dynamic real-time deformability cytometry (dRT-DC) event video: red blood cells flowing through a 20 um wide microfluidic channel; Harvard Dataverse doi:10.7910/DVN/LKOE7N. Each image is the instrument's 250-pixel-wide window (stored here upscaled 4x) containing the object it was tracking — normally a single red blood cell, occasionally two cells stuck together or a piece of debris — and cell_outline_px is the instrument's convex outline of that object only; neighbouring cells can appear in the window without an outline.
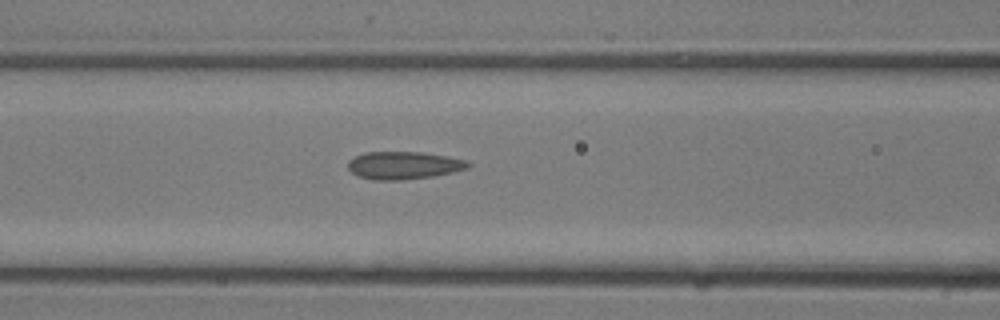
{"species": "common noctule bat (a hibernating species)", "species_latin": "Nyctalus noctula", "temperature_condition": "room temperature", "stored_images_in_passage": 9, "camera_frame_rate_fps": 3000, "um_per_image_px": 0.085, "animal": {"sex": "male", "body_mass_g": 13.3}, "frame": {"image": 1, "passage_image": 8, "time_ms": 2.333, "image_size_px": [1000, 320], "cell_outline_px": [[472, 164], [468, 168], [452, 172], [432, 176], [404, 180], [372, 180], [356, 176], [348, 168], [348, 160], [364, 152], [420, 152], [468, 160]], "centroid_in_image_um": [34.29, 14.06], "position_along_channel_um": 132.3, "area_um2": 19.42}}